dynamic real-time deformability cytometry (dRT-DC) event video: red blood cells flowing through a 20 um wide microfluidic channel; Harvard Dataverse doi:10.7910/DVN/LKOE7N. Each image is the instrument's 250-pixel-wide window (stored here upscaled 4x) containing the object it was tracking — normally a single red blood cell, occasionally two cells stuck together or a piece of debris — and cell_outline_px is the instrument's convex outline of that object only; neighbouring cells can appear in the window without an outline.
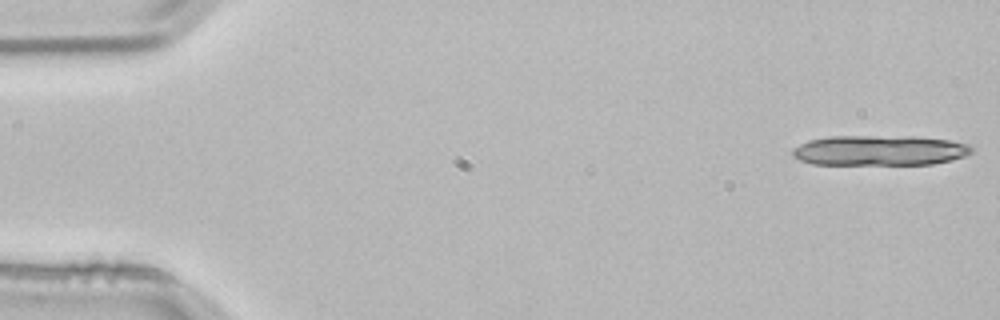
{"species": "common noctule bat (a hibernating species)", "species_latin": "Nyctalus noctula", "temperature_condition": "room temperature", "stored_images_in_passage": 4, "camera_frame_rate_fps": 3000, "um_per_image_px": 0.085, "animal": {"sex": "male", "body_mass_g": 21.5, "forearm_length_mm": 52.0}, "frame": {"image": 1, "passage_image": 1, "time_ms": 0.0, "image_size_px": [1000, 320], "cell_outline_px": [[972, 152], [964, 156], [952, 160], [932, 164], [812, 164], [800, 160], [792, 156], [792, 148], [808, 140], [828, 136], [916, 136], [948, 140], [968, 144], [972, 148]], "centroid_in_image_um": [74.74, 12.78], "position_along_channel_um": 10.3, "area_um2": 31.67}}
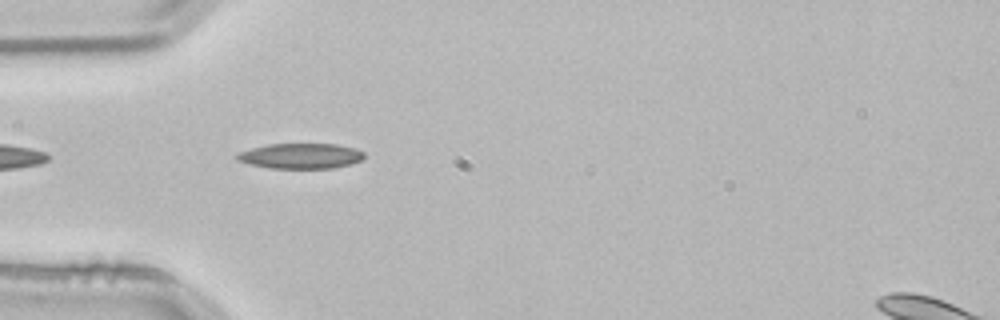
{"frame": {"image": 2, "passage_image": 4, "time_ms": 1.0, "image_size_px": [1000, 320], "cell_outline_px": [[364, 160], [352, 164], [332, 168], [268, 168], [248, 164], [236, 160], [236, 156], [240, 152], [252, 148], [268, 144], [336, 144], [356, 148], [364, 152]], "centroid_in_image_um": [25.59, 13.26], "position_along_channel_um": 59.4, "area_um2": 18.9}}